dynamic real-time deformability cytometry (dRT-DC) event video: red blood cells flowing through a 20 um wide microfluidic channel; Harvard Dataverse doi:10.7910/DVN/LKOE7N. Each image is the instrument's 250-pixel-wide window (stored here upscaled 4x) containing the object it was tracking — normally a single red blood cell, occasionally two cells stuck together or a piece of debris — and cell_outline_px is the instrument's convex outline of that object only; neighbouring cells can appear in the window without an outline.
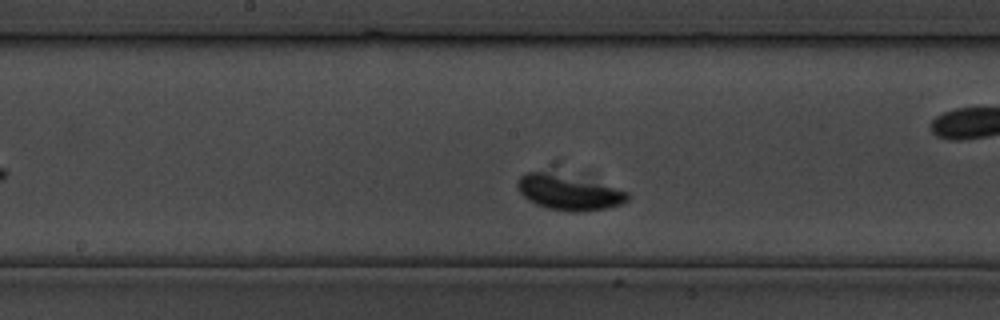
{"species": "common noctule bat (a hibernating species)", "species_latin": "Nyctalus noctula", "temperature_condition": "cold", "stored_images_in_passage": 12, "camera_frame_rate_fps": 3000, "um_per_image_px": 0.085, "animal": {"sex": "male", "body_mass_g": 19.5, "forearm_length_mm": 54.6}, "frame": {"image": 1, "passage_image": 10, "time_ms": 11.333, "image_size_px": [1000, 320], "cell_outline_px": [[628, 200], [620, 204], [608, 208], [576, 212], [572, 212], [548, 208], [536, 204], [528, 200], [520, 192], [516, 184], [520, 176], [528, 172], [544, 172], [596, 184], [628, 192]], "centroid_in_image_um": [48.28, 16.4], "position_along_channel_um": 199.9, "area_um2": 21.44}}